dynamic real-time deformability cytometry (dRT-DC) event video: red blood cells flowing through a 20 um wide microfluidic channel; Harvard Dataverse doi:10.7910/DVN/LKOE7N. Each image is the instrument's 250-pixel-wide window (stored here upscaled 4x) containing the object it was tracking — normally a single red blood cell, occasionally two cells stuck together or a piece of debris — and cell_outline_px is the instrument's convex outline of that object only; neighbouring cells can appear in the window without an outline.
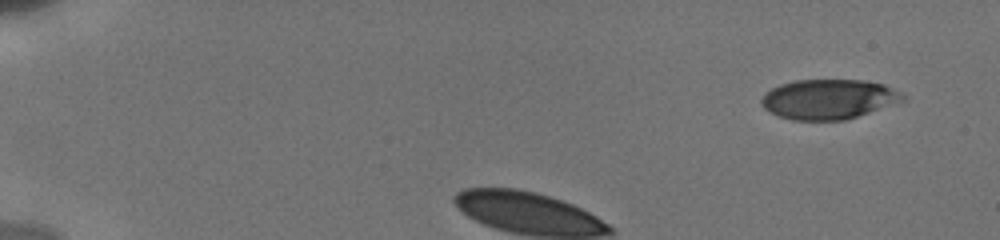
{"species": "human", "species_latin": "Homo sapiens", "temperature_condition": "cold", "stored_images_in_passage": 12, "camera_frame_rate_fps": 3000, "um_per_image_px": 0.085, "donor": {"sex": "male"}, "frame": {"image": 1, "passage_image": 1, "time_ms": 0.0, "image_size_px": [1000, 240], "cell_outline_px": [[904, 100], [844, 120], [792, 120], [768, 112], [760, 104], [760, 100], [764, 92], [780, 84], [796, 80], [864, 80], [884, 84], [900, 92], [904, 96]], "centroid_in_image_um": [70.36, 8.42], "position_along_channel_um": 14.6, "area_um2": 32.66}}
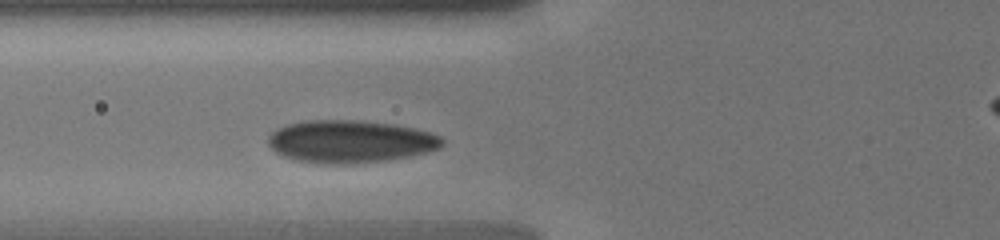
{"frame": {"image": 2, "passage_image": 6, "time_ms": 3.0, "image_size_px": [1000, 240], "cell_outline_px": [[444, 144], [440, 148], [412, 156], [388, 160], [340, 164], [332, 164], [296, 160], [284, 156], [276, 152], [268, 144], [268, 136], [276, 128], [288, 124], [304, 120], [360, 120], [396, 124], [416, 128], [440, 136], [444, 140]], "centroid_in_image_um": [29.79, 12.01], "position_along_channel_um": 96.0, "area_um2": 43.29}}
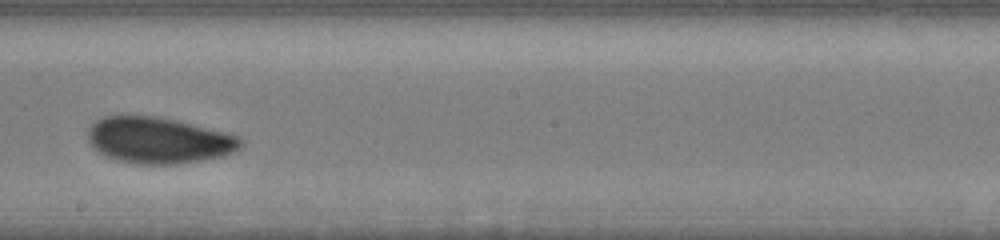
{"frame": {"image": 3, "passage_image": 11, "time_ms": 6.667, "image_size_px": [1000, 240], "cell_outline_px": [[244, 144], [236, 152], [224, 156], [204, 160], [176, 164], [136, 164], [116, 160], [104, 156], [88, 140], [88, 128], [96, 120], [104, 116], [156, 116], [176, 120], [228, 132], [240, 136], [244, 140]], "centroid_in_image_um": [13.55, 11.93], "position_along_channel_um": 234.6, "area_um2": 41.56}}